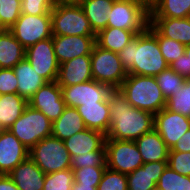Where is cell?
Returning <instances> with one entry per match:
<instances>
[{"label": "cell", "instance_id": "40", "mask_svg": "<svg viewBox=\"0 0 190 190\" xmlns=\"http://www.w3.org/2000/svg\"><path fill=\"white\" fill-rule=\"evenodd\" d=\"M168 166L181 175L190 176V152L169 151Z\"/></svg>", "mask_w": 190, "mask_h": 190}, {"label": "cell", "instance_id": "48", "mask_svg": "<svg viewBox=\"0 0 190 190\" xmlns=\"http://www.w3.org/2000/svg\"><path fill=\"white\" fill-rule=\"evenodd\" d=\"M185 55L188 57L190 62V44L185 46Z\"/></svg>", "mask_w": 190, "mask_h": 190}, {"label": "cell", "instance_id": "8", "mask_svg": "<svg viewBox=\"0 0 190 190\" xmlns=\"http://www.w3.org/2000/svg\"><path fill=\"white\" fill-rule=\"evenodd\" d=\"M90 57L93 79L110 86L113 90L118 89L128 75L118 53L103 49L95 44Z\"/></svg>", "mask_w": 190, "mask_h": 190}, {"label": "cell", "instance_id": "24", "mask_svg": "<svg viewBox=\"0 0 190 190\" xmlns=\"http://www.w3.org/2000/svg\"><path fill=\"white\" fill-rule=\"evenodd\" d=\"M13 71L18 79V95L28 101L46 83L26 59L14 66Z\"/></svg>", "mask_w": 190, "mask_h": 190}, {"label": "cell", "instance_id": "7", "mask_svg": "<svg viewBox=\"0 0 190 190\" xmlns=\"http://www.w3.org/2000/svg\"><path fill=\"white\" fill-rule=\"evenodd\" d=\"M29 157L45 174L71 168V157L64 142L53 136L33 146L29 150Z\"/></svg>", "mask_w": 190, "mask_h": 190}, {"label": "cell", "instance_id": "16", "mask_svg": "<svg viewBox=\"0 0 190 190\" xmlns=\"http://www.w3.org/2000/svg\"><path fill=\"white\" fill-rule=\"evenodd\" d=\"M29 157V149L10 130H0V174L8 175Z\"/></svg>", "mask_w": 190, "mask_h": 190}, {"label": "cell", "instance_id": "10", "mask_svg": "<svg viewBox=\"0 0 190 190\" xmlns=\"http://www.w3.org/2000/svg\"><path fill=\"white\" fill-rule=\"evenodd\" d=\"M9 31L26 49L39 41L52 37L51 14L28 15L21 13Z\"/></svg>", "mask_w": 190, "mask_h": 190}, {"label": "cell", "instance_id": "20", "mask_svg": "<svg viewBox=\"0 0 190 190\" xmlns=\"http://www.w3.org/2000/svg\"><path fill=\"white\" fill-rule=\"evenodd\" d=\"M8 176L19 190H43L45 173L30 157L18 164Z\"/></svg>", "mask_w": 190, "mask_h": 190}, {"label": "cell", "instance_id": "11", "mask_svg": "<svg viewBox=\"0 0 190 190\" xmlns=\"http://www.w3.org/2000/svg\"><path fill=\"white\" fill-rule=\"evenodd\" d=\"M25 59L46 82L57 80L60 65L55 56L52 37L26 48Z\"/></svg>", "mask_w": 190, "mask_h": 190}, {"label": "cell", "instance_id": "32", "mask_svg": "<svg viewBox=\"0 0 190 190\" xmlns=\"http://www.w3.org/2000/svg\"><path fill=\"white\" fill-rule=\"evenodd\" d=\"M155 78L166 100L179 92L186 80L170 67L156 75Z\"/></svg>", "mask_w": 190, "mask_h": 190}, {"label": "cell", "instance_id": "5", "mask_svg": "<svg viewBox=\"0 0 190 190\" xmlns=\"http://www.w3.org/2000/svg\"><path fill=\"white\" fill-rule=\"evenodd\" d=\"M51 27L52 36H96L81 5H54Z\"/></svg>", "mask_w": 190, "mask_h": 190}, {"label": "cell", "instance_id": "22", "mask_svg": "<svg viewBox=\"0 0 190 190\" xmlns=\"http://www.w3.org/2000/svg\"><path fill=\"white\" fill-rule=\"evenodd\" d=\"M135 143L144 163L168 161L170 149L155 129L136 139Z\"/></svg>", "mask_w": 190, "mask_h": 190}, {"label": "cell", "instance_id": "41", "mask_svg": "<svg viewBox=\"0 0 190 190\" xmlns=\"http://www.w3.org/2000/svg\"><path fill=\"white\" fill-rule=\"evenodd\" d=\"M52 0H21V13L28 15L51 14Z\"/></svg>", "mask_w": 190, "mask_h": 190}, {"label": "cell", "instance_id": "46", "mask_svg": "<svg viewBox=\"0 0 190 190\" xmlns=\"http://www.w3.org/2000/svg\"><path fill=\"white\" fill-rule=\"evenodd\" d=\"M71 190H97V187H94L93 185H82V183H76L74 181Z\"/></svg>", "mask_w": 190, "mask_h": 190}, {"label": "cell", "instance_id": "29", "mask_svg": "<svg viewBox=\"0 0 190 190\" xmlns=\"http://www.w3.org/2000/svg\"><path fill=\"white\" fill-rule=\"evenodd\" d=\"M136 35L134 31L107 27L96 34V44L103 49L118 53L122 51Z\"/></svg>", "mask_w": 190, "mask_h": 190}, {"label": "cell", "instance_id": "9", "mask_svg": "<svg viewBox=\"0 0 190 190\" xmlns=\"http://www.w3.org/2000/svg\"><path fill=\"white\" fill-rule=\"evenodd\" d=\"M106 165L122 174H130L144 164L135 141L105 139Z\"/></svg>", "mask_w": 190, "mask_h": 190}, {"label": "cell", "instance_id": "12", "mask_svg": "<svg viewBox=\"0 0 190 190\" xmlns=\"http://www.w3.org/2000/svg\"><path fill=\"white\" fill-rule=\"evenodd\" d=\"M61 89L66 106L74 108L85 104L104 102L113 91L110 86L94 79L81 84L61 87Z\"/></svg>", "mask_w": 190, "mask_h": 190}, {"label": "cell", "instance_id": "21", "mask_svg": "<svg viewBox=\"0 0 190 190\" xmlns=\"http://www.w3.org/2000/svg\"><path fill=\"white\" fill-rule=\"evenodd\" d=\"M150 24L163 37L178 41L184 46L190 44V17H150Z\"/></svg>", "mask_w": 190, "mask_h": 190}, {"label": "cell", "instance_id": "31", "mask_svg": "<svg viewBox=\"0 0 190 190\" xmlns=\"http://www.w3.org/2000/svg\"><path fill=\"white\" fill-rule=\"evenodd\" d=\"M147 29L157 38L160 51L168 65L185 54V46L182 43L163 37L150 23Z\"/></svg>", "mask_w": 190, "mask_h": 190}, {"label": "cell", "instance_id": "33", "mask_svg": "<svg viewBox=\"0 0 190 190\" xmlns=\"http://www.w3.org/2000/svg\"><path fill=\"white\" fill-rule=\"evenodd\" d=\"M156 190H190V176H185L166 167L157 183Z\"/></svg>", "mask_w": 190, "mask_h": 190}, {"label": "cell", "instance_id": "42", "mask_svg": "<svg viewBox=\"0 0 190 190\" xmlns=\"http://www.w3.org/2000/svg\"><path fill=\"white\" fill-rule=\"evenodd\" d=\"M18 94V79L13 68H0V95Z\"/></svg>", "mask_w": 190, "mask_h": 190}, {"label": "cell", "instance_id": "26", "mask_svg": "<svg viewBox=\"0 0 190 190\" xmlns=\"http://www.w3.org/2000/svg\"><path fill=\"white\" fill-rule=\"evenodd\" d=\"M26 49L7 29H0V68H13L25 59Z\"/></svg>", "mask_w": 190, "mask_h": 190}, {"label": "cell", "instance_id": "13", "mask_svg": "<svg viewBox=\"0 0 190 190\" xmlns=\"http://www.w3.org/2000/svg\"><path fill=\"white\" fill-rule=\"evenodd\" d=\"M28 105L41 111L51 122L57 120L66 107L62 89L57 81L46 82L30 98Z\"/></svg>", "mask_w": 190, "mask_h": 190}, {"label": "cell", "instance_id": "4", "mask_svg": "<svg viewBox=\"0 0 190 190\" xmlns=\"http://www.w3.org/2000/svg\"><path fill=\"white\" fill-rule=\"evenodd\" d=\"M150 23L149 0L114 1L108 13L107 27L134 31L140 34Z\"/></svg>", "mask_w": 190, "mask_h": 190}, {"label": "cell", "instance_id": "39", "mask_svg": "<svg viewBox=\"0 0 190 190\" xmlns=\"http://www.w3.org/2000/svg\"><path fill=\"white\" fill-rule=\"evenodd\" d=\"M89 166H107L106 151H91L71 158V169H80Z\"/></svg>", "mask_w": 190, "mask_h": 190}, {"label": "cell", "instance_id": "19", "mask_svg": "<svg viewBox=\"0 0 190 190\" xmlns=\"http://www.w3.org/2000/svg\"><path fill=\"white\" fill-rule=\"evenodd\" d=\"M105 139L106 135L102 132L86 128L63 142L72 158L79 154L85 155L91 151H106Z\"/></svg>", "mask_w": 190, "mask_h": 190}, {"label": "cell", "instance_id": "27", "mask_svg": "<svg viewBox=\"0 0 190 190\" xmlns=\"http://www.w3.org/2000/svg\"><path fill=\"white\" fill-rule=\"evenodd\" d=\"M28 106V100L17 93L0 95V130H9Z\"/></svg>", "mask_w": 190, "mask_h": 190}, {"label": "cell", "instance_id": "3", "mask_svg": "<svg viewBox=\"0 0 190 190\" xmlns=\"http://www.w3.org/2000/svg\"><path fill=\"white\" fill-rule=\"evenodd\" d=\"M118 90L135 108L156 114L166 107L155 76L128 74Z\"/></svg>", "mask_w": 190, "mask_h": 190}, {"label": "cell", "instance_id": "43", "mask_svg": "<svg viewBox=\"0 0 190 190\" xmlns=\"http://www.w3.org/2000/svg\"><path fill=\"white\" fill-rule=\"evenodd\" d=\"M169 67L185 79L190 78V62L185 54L175 60Z\"/></svg>", "mask_w": 190, "mask_h": 190}, {"label": "cell", "instance_id": "47", "mask_svg": "<svg viewBox=\"0 0 190 190\" xmlns=\"http://www.w3.org/2000/svg\"><path fill=\"white\" fill-rule=\"evenodd\" d=\"M54 5H80L82 0H52Z\"/></svg>", "mask_w": 190, "mask_h": 190}, {"label": "cell", "instance_id": "1", "mask_svg": "<svg viewBox=\"0 0 190 190\" xmlns=\"http://www.w3.org/2000/svg\"><path fill=\"white\" fill-rule=\"evenodd\" d=\"M108 101L111 119L106 138L135 141L154 129V114L131 106L118 89Z\"/></svg>", "mask_w": 190, "mask_h": 190}, {"label": "cell", "instance_id": "2", "mask_svg": "<svg viewBox=\"0 0 190 190\" xmlns=\"http://www.w3.org/2000/svg\"><path fill=\"white\" fill-rule=\"evenodd\" d=\"M118 56L128 74L156 76L169 67L157 38L148 29L137 34Z\"/></svg>", "mask_w": 190, "mask_h": 190}, {"label": "cell", "instance_id": "35", "mask_svg": "<svg viewBox=\"0 0 190 190\" xmlns=\"http://www.w3.org/2000/svg\"><path fill=\"white\" fill-rule=\"evenodd\" d=\"M74 181V174L71 168L45 174L43 190H71Z\"/></svg>", "mask_w": 190, "mask_h": 190}, {"label": "cell", "instance_id": "45", "mask_svg": "<svg viewBox=\"0 0 190 190\" xmlns=\"http://www.w3.org/2000/svg\"><path fill=\"white\" fill-rule=\"evenodd\" d=\"M0 190H19L16 184L6 174H0Z\"/></svg>", "mask_w": 190, "mask_h": 190}, {"label": "cell", "instance_id": "28", "mask_svg": "<svg viewBox=\"0 0 190 190\" xmlns=\"http://www.w3.org/2000/svg\"><path fill=\"white\" fill-rule=\"evenodd\" d=\"M113 2V0H82L80 5L95 34L107 28L108 13Z\"/></svg>", "mask_w": 190, "mask_h": 190}, {"label": "cell", "instance_id": "34", "mask_svg": "<svg viewBox=\"0 0 190 190\" xmlns=\"http://www.w3.org/2000/svg\"><path fill=\"white\" fill-rule=\"evenodd\" d=\"M165 108L190 118V78L185 80L179 92L166 100Z\"/></svg>", "mask_w": 190, "mask_h": 190}, {"label": "cell", "instance_id": "37", "mask_svg": "<svg viewBox=\"0 0 190 190\" xmlns=\"http://www.w3.org/2000/svg\"><path fill=\"white\" fill-rule=\"evenodd\" d=\"M107 166H87L80 169H72L74 180L82 185L98 187Z\"/></svg>", "mask_w": 190, "mask_h": 190}, {"label": "cell", "instance_id": "15", "mask_svg": "<svg viewBox=\"0 0 190 190\" xmlns=\"http://www.w3.org/2000/svg\"><path fill=\"white\" fill-rule=\"evenodd\" d=\"M56 59L60 64L80 56H90L96 36H52Z\"/></svg>", "mask_w": 190, "mask_h": 190}, {"label": "cell", "instance_id": "30", "mask_svg": "<svg viewBox=\"0 0 190 190\" xmlns=\"http://www.w3.org/2000/svg\"><path fill=\"white\" fill-rule=\"evenodd\" d=\"M150 17L188 18L190 0H149Z\"/></svg>", "mask_w": 190, "mask_h": 190}, {"label": "cell", "instance_id": "17", "mask_svg": "<svg viewBox=\"0 0 190 190\" xmlns=\"http://www.w3.org/2000/svg\"><path fill=\"white\" fill-rule=\"evenodd\" d=\"M92 79L91 57L80 56L60 64L56 81L60 87H67Z\"/></svg>", "mask_w": 190, "mask_h": 190}, {"label": "cell", "instance_id": "38", "mask_svg": "<svg viewBox=\"0 0 190 190\" xmlns=\"http://www.w3.org/2000/svg\"><path fill=\"white\" fill-rule=\"evenodd\" d=\"M97 190H128L127 175L106 167Z\"/></svg>", "mask_w": 190, "mask_h": 190}, {"label": "cell", "instance_id": "23", "mask_svg": "<svg viewBox=\"0 0 190 190\" xmlns=\"http://www.w3.org/2000/svg\"><path fill=\"white\" fill-rule=\"evenodd\" d=\"M83 122L88 129L97 130L104 135L110 127V107L108 99L97 104H85L77 107Z\"/></svg>", "mask_w": 190, "mask_h": 190}, {"label": "cell", "instance_id": "6", "mask_svg": "<svg viewBox=\"0 0 190 190\" xmlns=\"http://www.w3.org/2000/svg\"><path fill=\"white\" fill-rule=\"evenodd\" d=\"M29 150L52 133V122L39 110L28 105L9 129Z\"/></svg>", "mask_w": 190, "mask_h": 190}, {"label": "cell", "instance_id": "44", "mask_svg": "<svg viewBox=\"0 0 190 190\" xmlns=\"http://www.w3.org/2000/svg\"><path fill=\"white\" fill-rule=\"evenodd\" d=\"M170 151L190 152V129L183 134Z\"/></svg>", "mask_w": 190, "mask_h": 190}, {"label": "cell", "instance_id": "36", "mask_svg": "<svg viewBox=\"0 0 190 190\" xmlns=\"http://www.w3.org/2000/svg\"><path fill=\"white\" fill-rule=\"evenodd\" d=\"M21 15V0H0V29L9 30Z\"/></svg>", "mask_w": 190, "mask_h": 190}, {"label": "cell", "instance_id": "14", "mask_svg": "<svg viewBox=\"0 0 190 190\" xmlns=\"http://www.w3.org/2000/svg\"><path fill=\"white\" fill-rule=\"evenodd\" d=\"M154 129L171 149L190 129V118L164 108L154 114Z\"/></svg>", "mask_w": 190, "mask_h": 190}, {"label": "cell", "instance_id": "18", "mask_svg": "<svg viewBox=\"0 0 190 190\" xmlns=\"http://www.w3.org/2000/svg\"><path fill=\"white\" fill-rule=\"evenodd\" d=\"M168 166V161L144 163L127 174L128 190H156L160 176Z\"/></svg>", "mask_w": 190, "mask_h": 190}, {"label": "cell", "instance_id": "25", "mask_svg": "<svg viewBox=\"0 0 190 190\" xmlns=\"http://www.w3.org/2000/svg\"><path fill=\"white\" fill-rule=\"evenodd\" d=\"M84 129L86 126L77 108L66 106L63 114L52 122L51 136L64 141Z\"/></svg>", "mask_w": 190, "mask_h": 190}]
</instances>
